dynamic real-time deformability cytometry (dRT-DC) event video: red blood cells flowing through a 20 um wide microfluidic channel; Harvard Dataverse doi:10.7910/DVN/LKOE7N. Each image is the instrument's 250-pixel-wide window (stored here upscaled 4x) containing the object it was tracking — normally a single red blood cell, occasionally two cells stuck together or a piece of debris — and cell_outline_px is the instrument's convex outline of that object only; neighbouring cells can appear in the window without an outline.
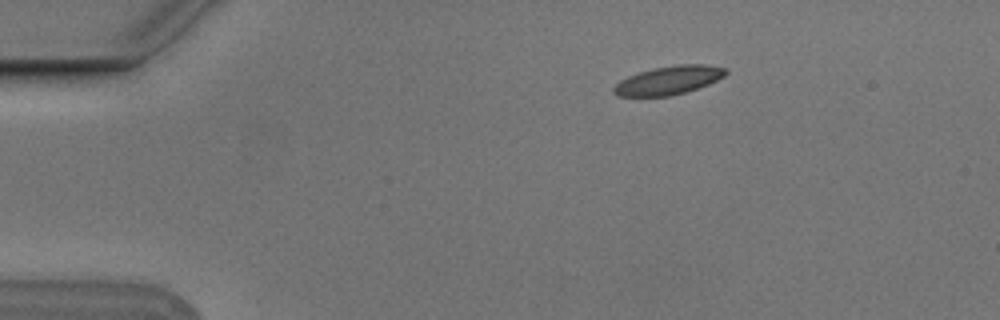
{"species": "Egyptian fruit bat (a non-hibernating species)", "species_latin": "Rousettus aegyptiacus", "temperature_condition": "cold", "stored_images_in_passage": 5, "camera_frame_rate_fps": 3000, "um_per_image_px": 0.085, "animal": {"sex": "male"}, "frame": {"image": 1, "passage_image": 3, "time_ms": 0.667, "image_size_px": [1000, 320], "cell_outline_px": [[728, 72], [724, 76], [708, 84], [672, 96], [616, 96], [612, 92], [612, 88], [620, 80], [628, 76], [652, 68], [680, 64], [704, 64], [724, 68]], "centroid_in_image_um": [56.79, 6.82], "position_along_channel_um": 28.2, "area_um2": 18.5}}